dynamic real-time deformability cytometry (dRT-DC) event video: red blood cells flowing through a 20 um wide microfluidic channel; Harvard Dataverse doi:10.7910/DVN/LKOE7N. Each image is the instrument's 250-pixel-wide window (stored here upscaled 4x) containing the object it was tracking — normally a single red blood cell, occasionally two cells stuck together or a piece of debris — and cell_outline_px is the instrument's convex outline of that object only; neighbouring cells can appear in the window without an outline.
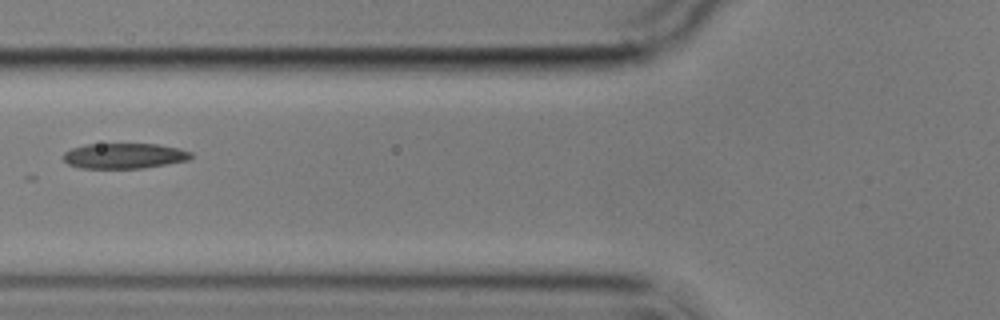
{"species": "common noctule bat (a hibernating species)", "species_latin": "Nyctalus noctula", "temperature_condition": "cold", "stored_images_in_passage": 7, "camera_frame_rate_fps": 3000, "um_per_image_px": 0.085, "animal": {"sex": "male", "body_mass_g": 17.9}, "frame": {"image": 1, "passage_image": 7, "time_ms": 7.333, "image_size_px": [1000, 320], "cell_outline_px": [[192, 156], [188, 160], [144, 168], [80, 168], [68, 164], [64, 160], [64, 152], [72, 148], [84, 144], [156, 144], [180, 148], [192, 152]], "centroid_in_image_um": [10.56, 13.24], "position_along_channel_um": 115.2, "area_um2": 18.9}}